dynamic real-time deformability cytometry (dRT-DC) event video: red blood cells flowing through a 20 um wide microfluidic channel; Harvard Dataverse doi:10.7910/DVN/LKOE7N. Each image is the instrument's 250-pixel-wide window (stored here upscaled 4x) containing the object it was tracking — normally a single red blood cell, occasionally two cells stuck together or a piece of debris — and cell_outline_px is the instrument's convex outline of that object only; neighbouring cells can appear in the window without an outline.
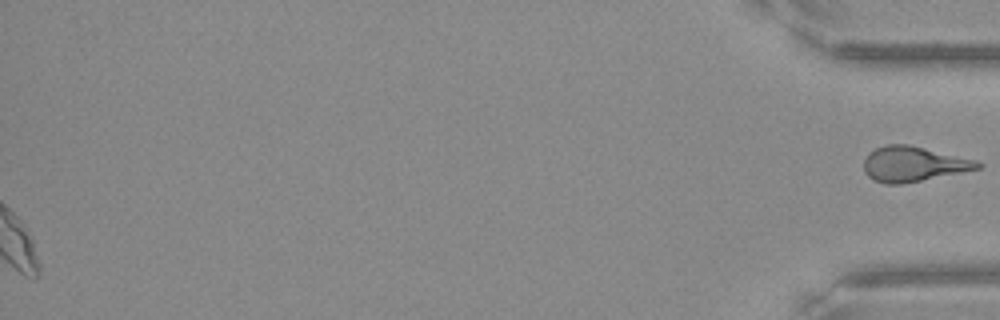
{"species": "Egyptian fruit bat (a non-hibernating species)", "species_latin": "Rousettus aegyptiacus", "temperature_condition": "warm", "stored_images_in_passage": 51, "segment_of_instrument_passage": [2, 2], "camera_frame_rate_fps": 3000, "um_per_image_px": 0.085, "frame": {"image": 1, "passage_image": 51, "time_ms": 16.667, "image_size_px": [1000, 320], "cell_outline_px": [[984, 168], [900, 184], [884, 184], [872, 180], [864, 172], [864, 160], [868, 152], [876, 148], [888, 144], [908, 144], [976, 160], [984, 164]], "centroid_in_image_um": [77.64, 13.94], "position_along_channel_um": 357.6, "area_um2": 23.35}}